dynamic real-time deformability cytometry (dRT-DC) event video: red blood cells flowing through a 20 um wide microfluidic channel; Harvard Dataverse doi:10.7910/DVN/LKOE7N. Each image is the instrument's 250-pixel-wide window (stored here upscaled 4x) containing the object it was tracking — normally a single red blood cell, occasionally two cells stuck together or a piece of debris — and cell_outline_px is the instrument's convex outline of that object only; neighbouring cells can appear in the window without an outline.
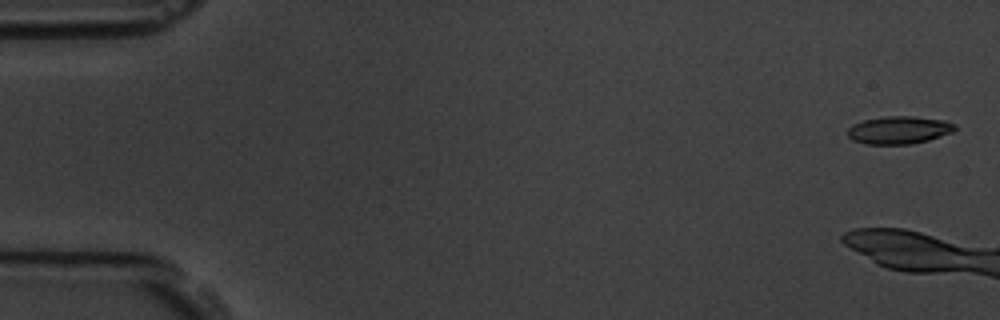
{"species": "common noctule bat (a hibernating species)", "species_latin": "Nyctalus noctula", "temperature_condition": "room temperature", "stored_images_in_passage": 6, "camera_frame_rate_fps": 3000, "um_per_image_px": 0.085, "animal": {"sex": "male", "body_mass_g": 19.5, "forearm_length_mm": 54.6}, "frame": {"image": 1, "passage_image": 1, "time_ms": 0.0, "image_size_px": [1000, 320], "cell_outline_px": [[956, 128], [952, 132], [928, 140], [912, 144], [864, 144], [852, 140], [848, 136], [848, 128], [852, 124], [864, 120], [884, 116], [912, 116], [944, 120], [956, 124]], "centroid_in_image_um": [76.39, 11.05], "position_along_channel_um": 8.6, "area_um2": 17.4}}